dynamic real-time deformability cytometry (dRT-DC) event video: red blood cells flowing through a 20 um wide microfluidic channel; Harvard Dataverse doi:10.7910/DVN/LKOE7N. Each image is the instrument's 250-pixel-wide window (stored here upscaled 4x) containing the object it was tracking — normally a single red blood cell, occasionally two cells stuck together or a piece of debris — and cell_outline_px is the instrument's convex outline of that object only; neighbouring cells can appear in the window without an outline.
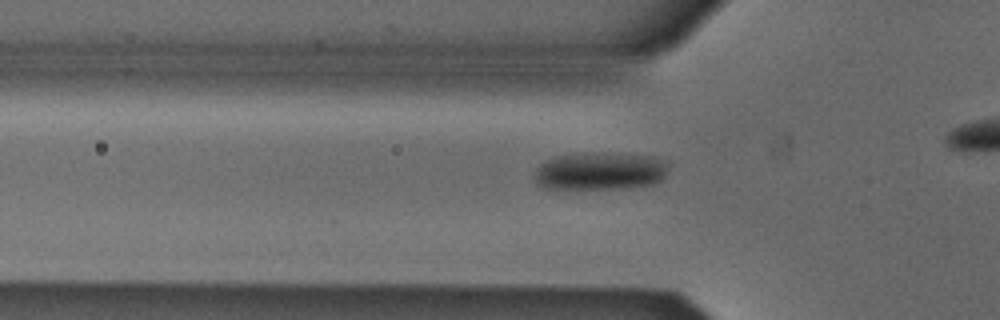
{"species": "Egyptian fruit bat (a non-hibernating species)", "species_latin": "Rousettus aegyptiacus", "temperature_condition": "cold", "stored_images_in_passage": 35, "camera_frame_rate_fps": 3000, "um_per_image_px": 0.085, "animal": {"sex": "male"}, "frame": {"image": 1, "passage_image": 10, "time_ms": 3.0, "image_size_px": [1000, 320], "cell_outline_px": [[668, 168], [664, 176], [660, 180], [652, 184], [620, 188], [544, 188], [536, 184], [536, 168], [540, 164], [556, 156], [584, 152], [652, 156], [668, 160]], "centroid_in_image_um": [51.02, 14.53], "position_along_channel_um": 74.8, "area_um2": 29.25}}
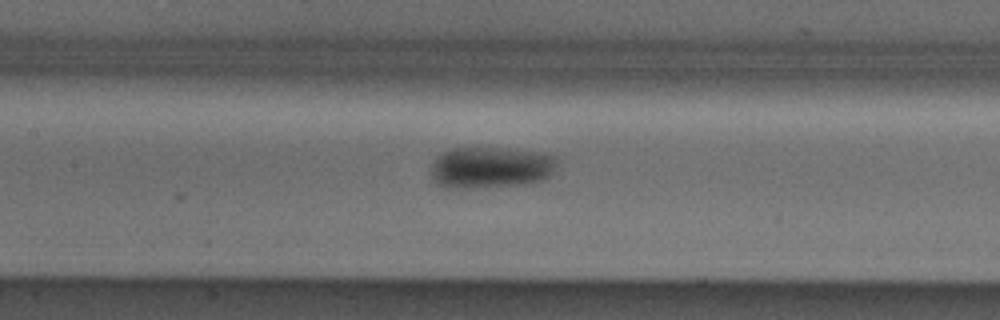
{"frame": {"image": 2, "passage_image": 17, "time_ms": 5.333, "image_size_px": [1000, 320], "cell_outline_px": [[556, 164], [548, 176], [544, 180], [524, 184], [472, 188], [448, 188], [436, 184], [432, 180], [432, 160], [440, 152], [452, 148], [496, 148], [532, 152], [556, 156]], "centroid_in_image_um": [41.62, 14.25], "position_along_channel_um": 165.8, "area_um2": 30.35}}
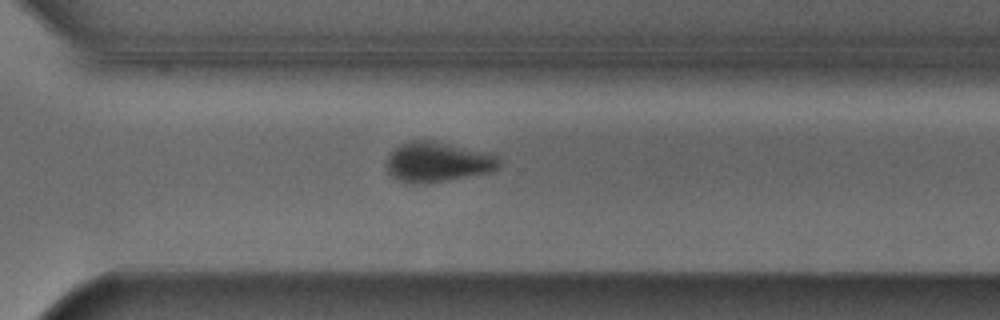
{"frame": {"image": 3, "passage_image": 30, "time_ms": 9.667, "image_size_px": [1000, 320], "cell_outline_px": [[500, 164], [496, 168], [488, 172], [424, 184], [412, 184], [400, 180], [392, 176], [388, 172], [388, 156], [400, 144], [412, 140], [440, 140], [488, 152], [496, 156], [500, 160]], "centroid_in_image_um": [37.21, 13.74], "position_along_channel_um": 333.4, "area_um2": 26.24}}